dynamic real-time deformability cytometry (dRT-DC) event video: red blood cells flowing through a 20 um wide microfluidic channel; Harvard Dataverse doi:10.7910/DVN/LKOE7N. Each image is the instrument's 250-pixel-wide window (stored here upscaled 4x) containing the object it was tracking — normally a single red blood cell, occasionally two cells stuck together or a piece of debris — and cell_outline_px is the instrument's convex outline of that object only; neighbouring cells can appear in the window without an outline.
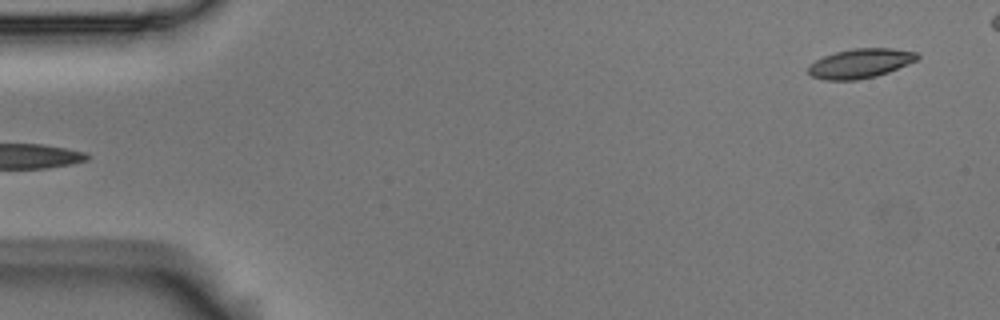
{"species": "Egyptian fruit bat (a non-hibernating species)", "species_latin": "Rousettus aegyptiacus", "temperature_condition": "room temperature", "stored_images_in_passage": 5, "segment_of_instrument_passage": [2, 2], "camera_frame_rate_fps": 3000, "um_per_image_px": 0.085, "animal": {"sex": "male"}, "frame": {"image": 1, "passage_image": 5, "time_ms": 1.333, "image_size_px": [1000, 320], "cell_outline_px": [[920, 56], [916, 60], [888, 72], [876, 76], [856, 80], [824, 80], [812, 76], [808, 72], [808, 64], [824, 56], [836, 52], [852, 48], [892, 48], [916, 52]], "centroid_in_image_um": [73.1, 5.38], "position_along_channel_um": 11.9, "area_um2": 18.61}}